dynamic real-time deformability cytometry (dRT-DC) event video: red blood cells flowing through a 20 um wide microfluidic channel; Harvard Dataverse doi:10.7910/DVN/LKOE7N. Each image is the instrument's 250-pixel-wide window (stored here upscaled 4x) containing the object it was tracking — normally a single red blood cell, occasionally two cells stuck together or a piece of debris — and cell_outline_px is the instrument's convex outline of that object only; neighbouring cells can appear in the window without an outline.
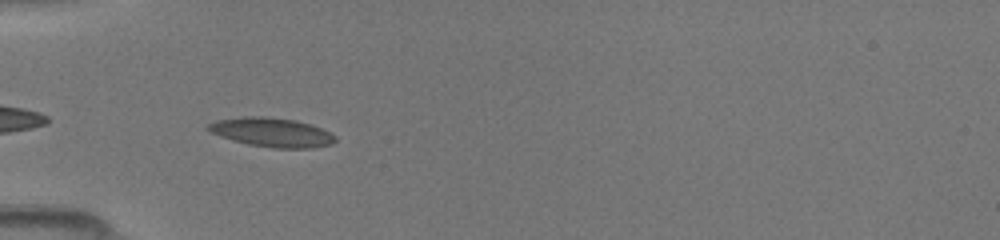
{"species": "common noctule bat (a hibernating species)", "species_latin": "Nyctalus noctula", "temperature_condition": "room temperature", "stored_images_in_passage": 31, "camera_frame_rate_fps": 3000, "um_per_image_px": 0.085, "animal": {"sex": "female", "body_mass_g": 19.5, "forearm_length_mm": 54.1}, "frame": {"image": 1, "passage_image": 2, "time_ms": 0.333, "image_size_px": [1000, 240], "cell_outline_px": [[336, 140], [332, 144], [312, 148], [272, 148], [248, 144], [232, 140], [208, 132], [204, 128], [208, 124], [216, 120], [244, 116], [264, 116], [296, 120], [320, 128], [336, 136]], "centroid_in_image_um": [23.05, 11.25], "position_along_channel_um": 62.0, "area_um2": 21.68}}
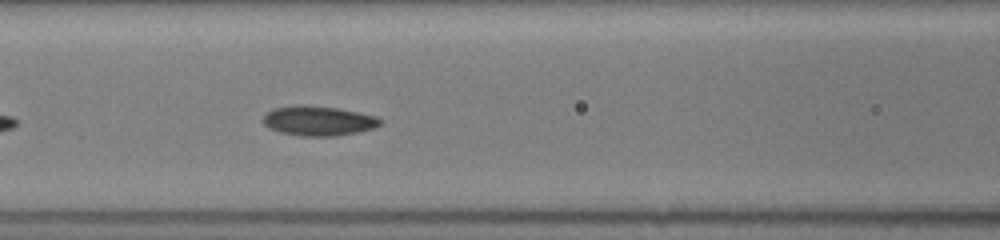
{"frame": {"image": 2, "passage_image": 8, "time_ms": 2.333, "image_size_px": [1000, 240], "cell_outline_px": [[380, 124], [376, 128], [360, 132], [336, 136], [300, 136], [280, 132], [268, 128], [264, 124], [264, 112], [272, 108], [296, 104], [300, 104], [336, 108], [376, 116], [380, 120]], "centroid_in_image_um": [27.02, 10.27], "position_along_channel_um": 139.6, "area_um2": 20.46}}
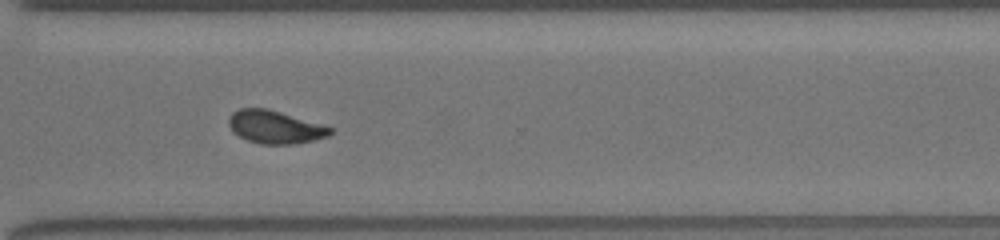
{"frame": {"image": 3, "passage_image": 23, "time_ms": 7.333, "image_size_px": [1000, 240], "cell_outline_px": [[332, 132], [328, 136], [312, 140], [292, 144], [260, 144], [248, 140], [232, 132], [228, 124], [228, 120], [232, 112], [240, 108], [268, 108], [324, 124], [332, 128]], "centroid_in_image_um": [23.37, 10.78], "position_along_channel_um": 347.2, "area_um2": 19.59}}